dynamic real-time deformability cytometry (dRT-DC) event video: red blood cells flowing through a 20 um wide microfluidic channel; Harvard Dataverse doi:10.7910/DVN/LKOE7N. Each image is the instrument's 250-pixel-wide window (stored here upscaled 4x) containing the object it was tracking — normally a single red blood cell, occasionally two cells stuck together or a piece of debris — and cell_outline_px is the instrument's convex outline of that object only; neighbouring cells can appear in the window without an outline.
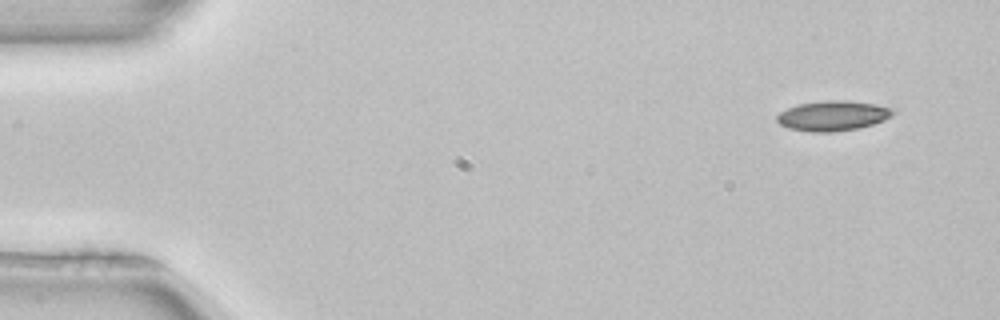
{"species": "common noctule bat (a hibernating species)", "species_latin": "Nyctalus noctula", "temperature_condition": "room temperature", "stored_images_in_passage": 49, "camera_frame_rate_fps": 3000, "um_per_image_px": 0.085, "animal": {"sex": "female", "body_mass_g": 22.7, "forearm_length_mm": 54.2}, "frame": {"image": 1, "passage_image": 1, "time_ms": 0.0, "image_size_px": [1000, 320], "cell_outline_px": [[896, 112], [892, 116], [884, 120], [872, 124], [856, 128], [832, 132], [812, 132], [788, 128], [780, 124], [776, 120], [776, 116], [780, 112], [788, 108], [800, 104], [824, 100], [844, 100], [876, 104], [892, 108]], "centroid_in_image_um": [70.79, 9.83], "position_along_channel_um": 14.2, "area_um2": 20.23}}
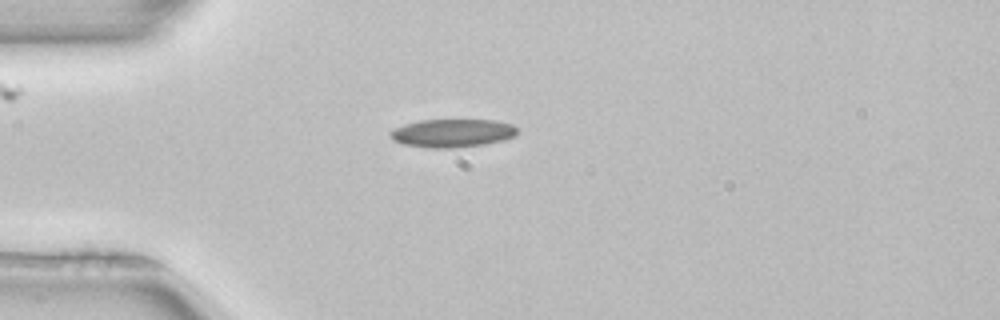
{"frame": {"image": 2, "passage_image": 11, "time_ms": 3.333, "image_size_px": [1000, 320], "cell_outline_px": [[516, 132], [512, 136], [500, 140], [484, 144], [452, 148], [432, 148], [404, 144], [392, 140], [388, 132], [392, 128], [404, 124], [420, 120], [496, 120], [512, 124], [516, 128]], "centroid_in_image_um": [38.37, 11.3], "position_along_channel_um": 46.6, "area_um2": 20.75}}
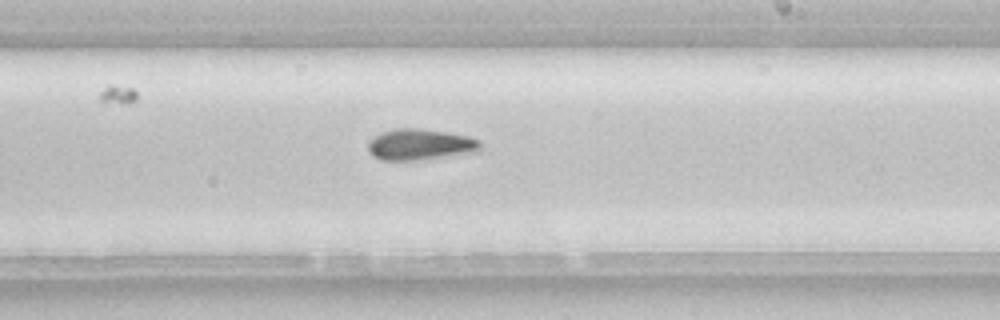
{"frame": {"image": 3, "passage_image": 28, "time_ms": 9.0, "image_size_px": [1000, 320], "cell_outline_px": [[480, 148], [476, 152], [420, 160], [380, 160], [372, 156], [368, 152], [368, 140], [380, 132], [396, 128], [416, 128], [448, 132], [468, 136], [476, 140], [480, 144]], "centroid_in_image_um": [35.64, 12.28], "position_along_channel_um": 253.4, "area_um2": 20.46}}